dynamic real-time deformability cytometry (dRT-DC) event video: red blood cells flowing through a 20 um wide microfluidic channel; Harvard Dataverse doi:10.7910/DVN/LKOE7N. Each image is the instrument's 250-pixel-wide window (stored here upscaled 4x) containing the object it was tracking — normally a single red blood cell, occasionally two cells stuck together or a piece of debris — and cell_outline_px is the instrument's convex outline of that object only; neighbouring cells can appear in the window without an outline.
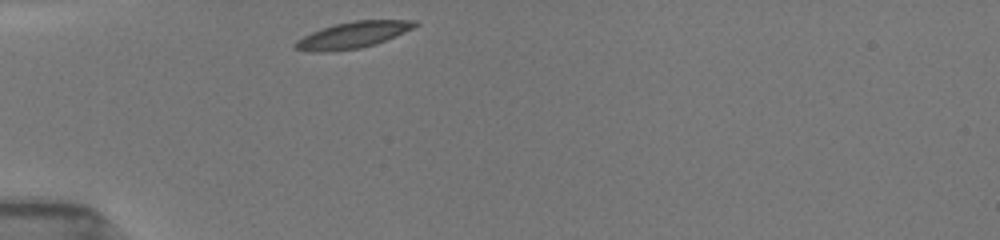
{"species": "common noctule bat (a hibernating species)", "species_latin": "Nyctalus noctula", "temperature_condition": "room temperature", "stored_images_in_passage": 30, "camera_frame_rate_fps": 3000, "um_per_image_px": 0.085, "animal": {"sex": "female", "body_mass_g": 19.5, "forearm_length_mm": 54.1}, "frame": {"image": 1, "passage_image": 1, "time_ms": 0.0, "image_size_px": [1000, 240], "cell_outline_px": [[420, 24], [404, 32], [376, 44], [360, 48], [328, 52], [312, 52], [292, 48], [292, 44], [296, 40], [312, 32], [336, 24], [352, 20], [416, 20]], "centroid_in_image_um": [29.96, 2.98], "position_along_channel_um": 55.0, "area_um2": 18.38}}
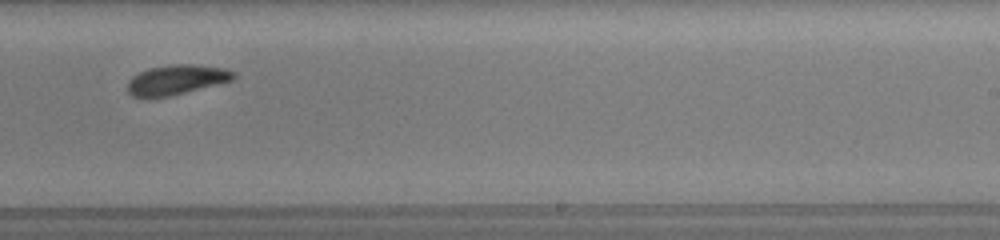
{"frame": {"image": 2, "passage_image": 19, "time_ms": 6.0, "image_size_px": [1000, 240], "cell_outline_px": [[236, 76], [232, 80], [168, 96], [132, 96], [128, 92], [128, 80], [132, 76], [148, 68], [172, 64], [196, 64], [224, 68], [236, 72]], "centroid_in_image_um": [15.01, 6.74], "position_along_channel_um": 274.0, "area_um2": 18.09}}
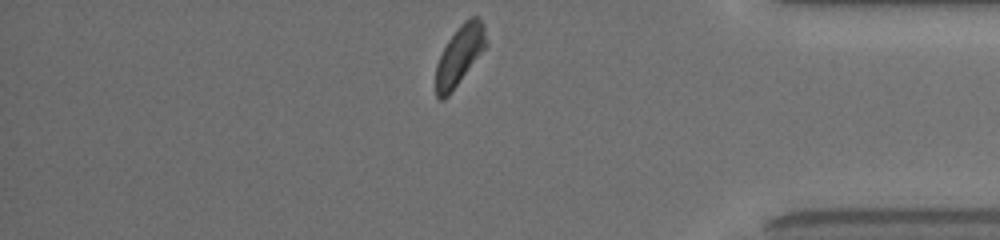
{"frame": {"image": 3, "passage_image": 30, "time_ms": 9.667, "image_size_px": [1000, 240], "cell_outline_px": [[488, 44], [448, 96], [444, 100], [440, 100], [436, 96], [436, 64], [448, 40], [460, 24], [464, 20], [472, 16], [480, 16], [484, 24]], "centroid_in_image_um": [39.08, 4.66], "position_along_channel_um": 396.1, "area_um2": 17.34}, "authors_computed_cell_mechanics": {"area_um2": 18.5249, "velocity_mm_per_s": 3.9007, "shape_relaxation_time_tau1_ms": 1.6503, "shape_relaxation_time_tau2_ms": 4.3152, "deformation_change_tau1": 0.1058, "deformation_change_tau2": 0.1081}}